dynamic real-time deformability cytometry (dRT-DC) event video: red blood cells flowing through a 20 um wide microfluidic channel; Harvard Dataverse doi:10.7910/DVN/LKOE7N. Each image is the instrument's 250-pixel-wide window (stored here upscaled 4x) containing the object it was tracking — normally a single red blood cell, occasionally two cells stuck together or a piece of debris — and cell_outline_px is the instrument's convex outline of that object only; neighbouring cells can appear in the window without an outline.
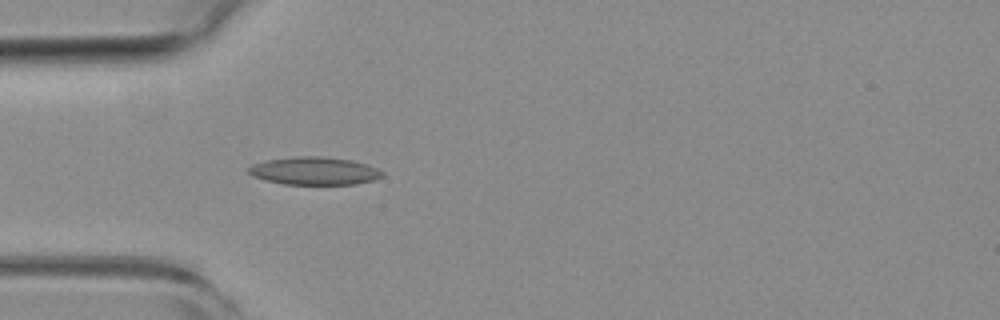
{"species": "common noctule bat (a hibernating species)", "species_latin": "Nyctalus noctula", "temperature_condition": "room temperature", "stored_images_in_passage": 29, "camera_frame_rate_fps": 3000, "um_per_image_px": 0.085, "animal": {"sex": "female", "body_mass_g": 19.3, "forearm_length_mm": 54.1}, "frame": {"image": 1, "passage_image": 5, "time_ms": 1.333, "image_size_px": [1000, 320], "cell_outline_px": [[384, 176], [372, 180], [356, 184], [284, 184], [264, 180], [252, 176], [248, 172], [248, 168], [252, 164], [268, 160], [300, 156], [320, 156], [352, 160], [376, 168], [384, 172]], "centroid_in_image_um": [26.71, 14.53], "position_along_channel_um": 58.3, "area_um2": 21.56}}
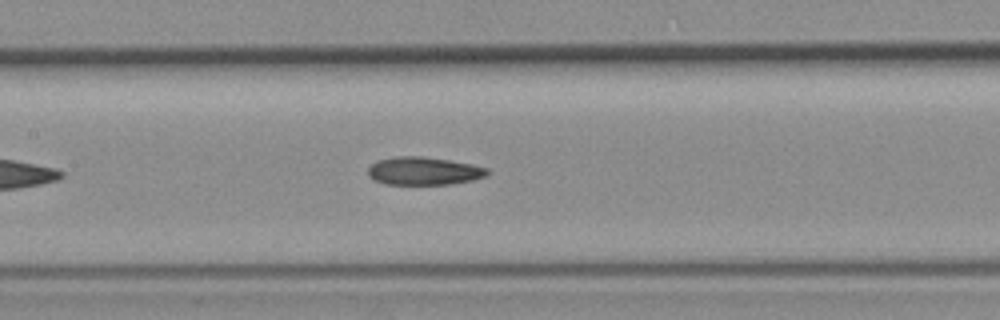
{"frame": {"image": 2, "passage_image": 14, "time_ms": 4.333, "image_size_px": [1000, 320], "cell_outline_px": [[488, 176], [472, 180], [452, 184], [384, 184], [372, 180], [368, 176], [368, 168], [372, 164], [380, 160], [396, 156], [420, 156], [448, 160], [472, 164], [488, 168]], "centroid_in_image_um": [36.02, 14.54], "position_along_channel_um": 171.4, "area_um2": 19.48}}
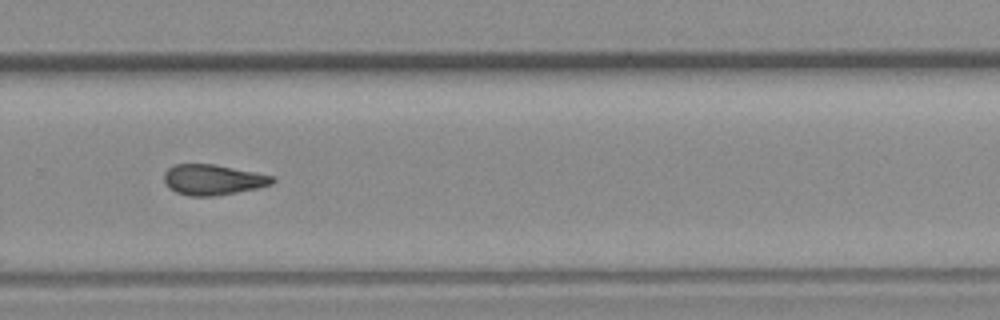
{"frame": {"image": 3, "passage_image": 25, "time_ms": 8.0, "image_size_px": [1000, 320], "cell_outline_px": [[276, 180], [272, 184], [256, 188], [216, 196], [188, 196], [176, 192], [168, 188], [164, 180], [164, 172], [168, 168], [176, 164], [212, 164], [256, 172], [276, 176]], "centroid_in_image_um": [18.1, 15.28], "position_along_channel_um": 311.7, "area_um2": 19.31}, "authors_computed_cell_mechanics": {"area_um2": 19.5942, "velocity_mm_per_s": 3.8437, "shape_relaxation_time_tau1_ms": null, "shape_relaxation_time_tau2_ms": 2.3896, "deformation_change_tau1": null, "deformation_change_tau2": 0.0937}}